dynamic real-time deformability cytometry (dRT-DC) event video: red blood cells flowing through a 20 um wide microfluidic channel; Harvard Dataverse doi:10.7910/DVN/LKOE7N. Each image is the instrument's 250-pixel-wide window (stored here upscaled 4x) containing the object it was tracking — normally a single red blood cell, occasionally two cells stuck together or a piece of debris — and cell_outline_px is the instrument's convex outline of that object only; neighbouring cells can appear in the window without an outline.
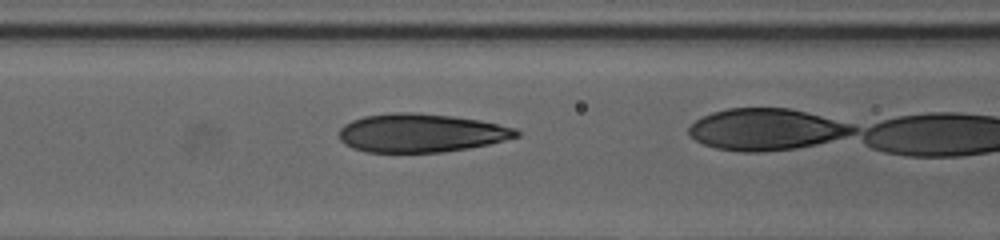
{"species": "human", "species_latin": "Homo sapiens", "temperature_condition": "cold", "stored_images_in_passage": 20, "camera_frame_rate_fps": 3000, "um_per_image_px": 0.085, "donor": {"sex": "female"}, "frame": {"image": 1, "passage_image": 4, "time_ms": 1.0, "image_size_px": [1000, 240], "cell_outline_px": [[520, 136], [488, 144], [468, 148], [444, 152], [364, 152], [352, 148], [340, 140], [340, 128], [344, 124], [352, 120], [364, 116], [392, 112], [412, 112], [452, 116], [480, 120], [516, 128], [520, 132]], "centroid_in_image_um": [35.78, 11.3], "position_along_channel_um": 130.8, "area_um2": 39.82}}
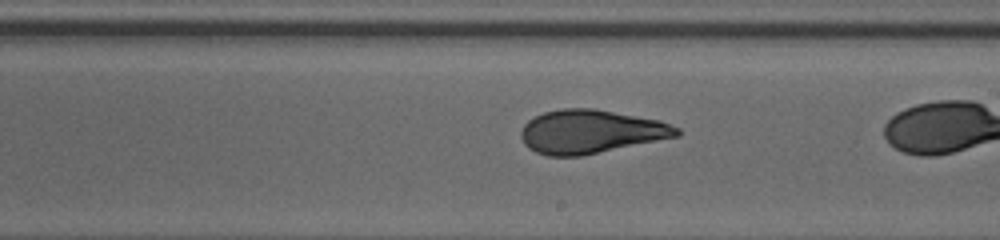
{"frame": {"image": 2, "passage_image": 12, "time_ms": 3.667, "image_size_px": [1000, 240], "cell_outline_px": [[680, 136], [580, 156], [548, 156], [536, 152], [528, 148], [524, 144], [520, 136], [520, 132], [524, 124], [528, 120], [544, 112], [560, 108], [596, 108], [660, 120], [680, 128]], "centroid_in_image_um": [50.21, 11.18], "position_along_channel_um": 238.8, "area_um2": 39.77}}
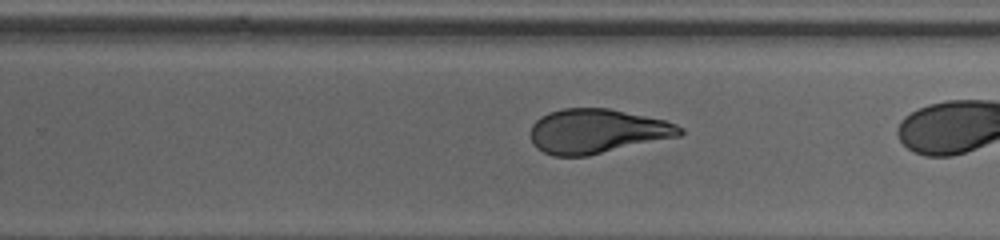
{"frame": {"image": 3, "passage_image": 15, "time_ms": 4.667, "image_size_px": [1000, 240], "cell_outline_px": [[684, 132], [680, 136], [588, 156], [552, 156], [536, 148], [532, 144], [532, 124], [540, 116], [548, 112], [564, 108], [608, 108], [664, 120], [676, 124], [684, 128]], "centroid_in_image_um": [50.75, 11.16], "position_along_channel_um": 279.1, "area_um2": 38.73}}